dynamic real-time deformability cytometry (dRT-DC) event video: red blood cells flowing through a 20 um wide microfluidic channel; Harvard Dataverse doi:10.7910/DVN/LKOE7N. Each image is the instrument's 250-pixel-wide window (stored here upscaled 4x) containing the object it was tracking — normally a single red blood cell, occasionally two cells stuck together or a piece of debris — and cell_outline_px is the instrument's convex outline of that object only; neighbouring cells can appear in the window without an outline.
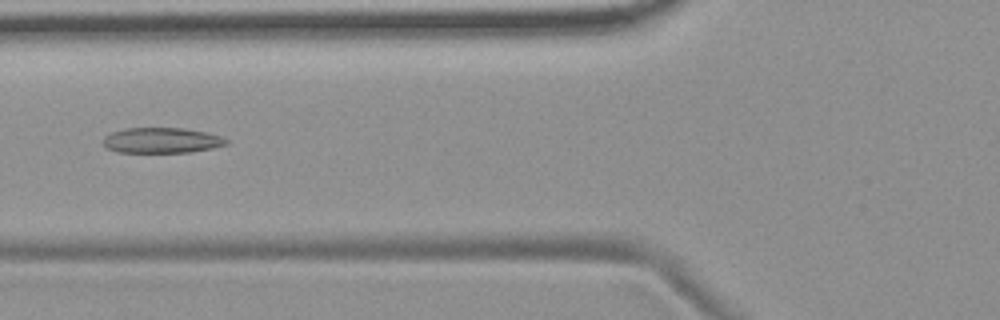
{"species": "common noctule bat (a hibernating species)", "species_latin": "Nyctalus noctula", "temperature_condition": "room temperature", "stored_images_in_passage": 7, "camera_frame_rate_fps": 3000, "um_per_image_px": 0.085, "animal": {"sex": "female", "body_mass_g": 19.9}, "frame": {"image": 1, "passage_image": 6, "time_ms": 6.0, "image_size_px": [1000, 320], "cell_outline_px": [[232, 140], [228, 144], [212, 148], [192, 152], [116, 152], [104, 148], [104, 136], [112, 132], [124, 128], [184, 128], [208, 132]], "centroid_in_image_um": [13.77, 11.93], "position_along_channel_um": 112.0, "area_um2": 18.5}}
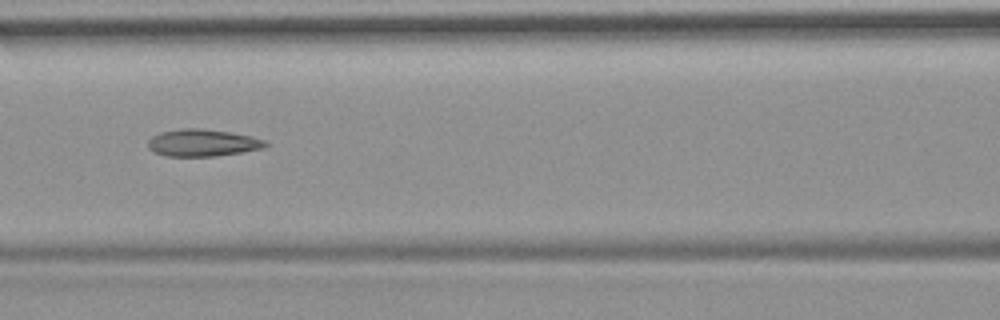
{"frame": {"image": 2, "passage_image": 7, "time_ms": 7.0, "image_size_px": [1000, 320], "cell_outline_px": [[268, 144], [264, 148], [216, 156], [164, 156], [152, 152], [148, 148], [148, 140], [152, 136], [160, 132], [180, 128], [200, 128], [228, 132], [252, 136], [268, 140]], "centroid_in_image_um": [17.2, 12.14], "position_along_channel_um": 149.4, "area_um2": 18.73}}